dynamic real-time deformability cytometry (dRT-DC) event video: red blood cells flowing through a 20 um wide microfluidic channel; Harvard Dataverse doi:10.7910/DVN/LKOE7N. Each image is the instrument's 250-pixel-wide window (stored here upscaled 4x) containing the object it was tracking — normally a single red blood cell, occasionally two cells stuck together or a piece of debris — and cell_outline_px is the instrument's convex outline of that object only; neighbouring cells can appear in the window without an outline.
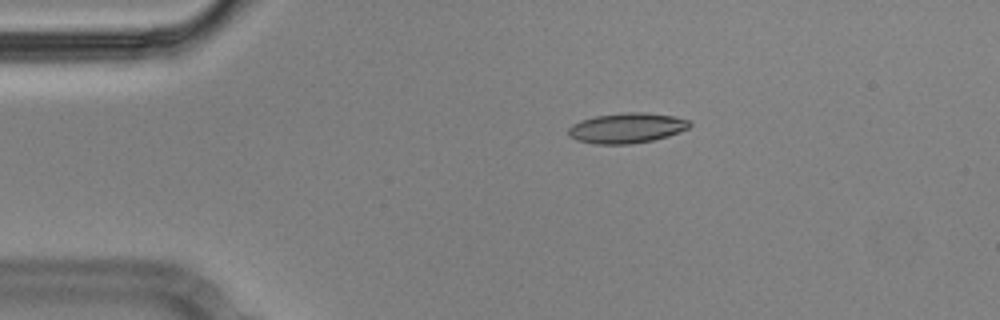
{"species": "Egyptian fruit bat (a non-hibernating species)", "species_latin": "Rousettus aegyptiacus", "temperature_condition": "cold", "stored_images_in_passage": 46, "camera_frame_rate_fps": 3000, "um_per_image_px": 0.085, "animal": {"sex": "male"}, "frame": {"image": 1, "passage_image": 1, "time_ms": 0.0, "image_size_px": [1000, 320], "cell_outline_px": [[692, 124], [688, 128], [680, 132], [668, 136], [652, 140], [632, 144], [596, 144], [576, 140], [568, 136], [568, 128], [572, 124], [580, 120], [596, 116], [624, 112], [644, 112], [672, 116], [688, 120]], "centroid_in_image_um": [53.25, 10.88], "position_along_channel_um": 31.8, "area_um2": 21.39}}
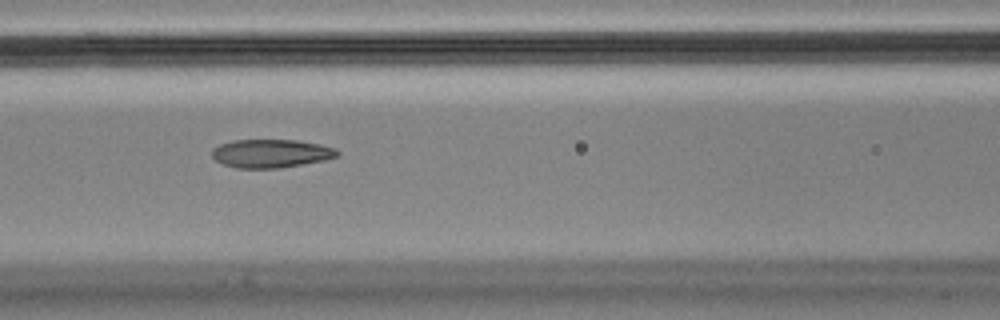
{"frame": {"image": 2, "passage_image": 14, "time_ms": 4.333, "image_size_px": [1000, 320], "cell_outline_px": [[340, 156], [324, 160], [280, 168], [236, 168], [224, 164], [216, 160], [212, 156], [212, 148], [220, 144], [232, 140], [296, 140], [320, 144], [336, 148], [340, 152]], "centroid_in_image_um": [23.06, 13.04], "position_along_channel_um": 143.5, "area_um2": 20.81}}
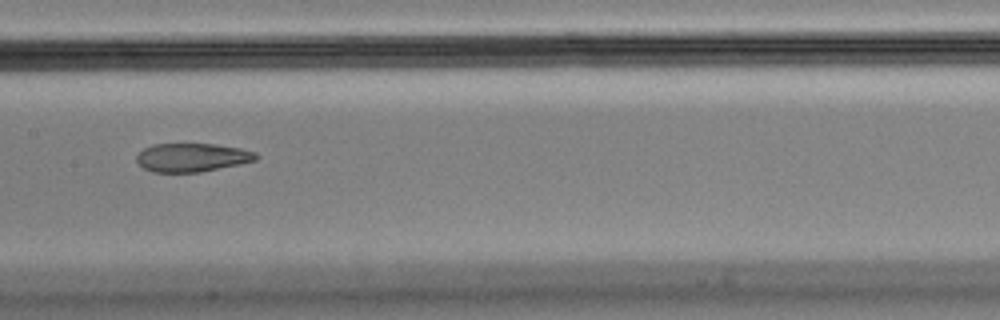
{"frame": {"image": 3, "passage_image": 18, "time_ms": 5.667, "image_size_px": [1000, 320], "cell_outline_px": [[260, 156], [256, 160], [240, 164], [200, 172], [152, 172], [144, 168], [136, 160], [136, 156], [144, 148], [152, 144], [216, 144], [240, 148], [256, 152]], "centroid_in_image_um": [16.34, 13.38], "position_along_channel_um": 191.1, "area_um2": 19.88}, "authors_computed_cell_mechanics": {"area_um2": 21.9929, "velocity_mm_per_s": 3.5645, "shape_relaxation_time_tau1_ms": null, "shape_relaxation_time_tau2_ms": 2.7074, "deformation_change_tau1": null, "deformation_change_tau2": 0.0951}}